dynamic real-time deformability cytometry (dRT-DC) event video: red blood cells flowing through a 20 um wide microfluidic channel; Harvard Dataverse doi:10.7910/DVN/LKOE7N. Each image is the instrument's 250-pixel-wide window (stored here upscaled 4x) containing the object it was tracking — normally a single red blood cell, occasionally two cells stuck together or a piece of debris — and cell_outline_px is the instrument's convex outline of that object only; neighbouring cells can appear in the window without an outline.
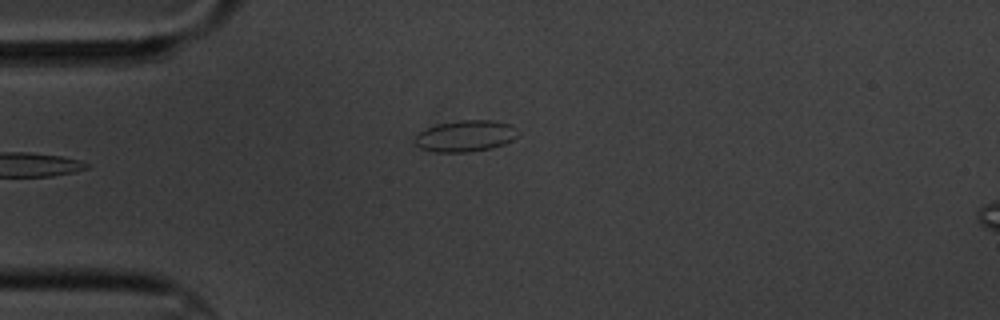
{"species": "common noctule bat (a hibernating species)", "species_latin": "Nyctalus noctula", "temperature_condition": "cold", "stored_images_in_passage": 2, "camera_frame_rate_fps": 3000, "um_per_image_px": 0.085, "animal": {"sex": "male", "body_mass_g": 20.1, "forearm_length_mm": 53.5}, "frame": {"image": 1, "passage_image": 2, "time_ms": 1.333, "image_size_px": [1000, 320], "cell_outline_px": [[520, 132], [512, 140], [504, 144], [492, 148], [468, 152], [432, 152], [420, 148], [412, 140], [424, 128], [436, 124], [460, 120], [492, 120], [512, 124]], "centroid_in_image_um": [39.56, 11.55], "position_along_channel_um": 45.4, "area_um2": 19.13}}